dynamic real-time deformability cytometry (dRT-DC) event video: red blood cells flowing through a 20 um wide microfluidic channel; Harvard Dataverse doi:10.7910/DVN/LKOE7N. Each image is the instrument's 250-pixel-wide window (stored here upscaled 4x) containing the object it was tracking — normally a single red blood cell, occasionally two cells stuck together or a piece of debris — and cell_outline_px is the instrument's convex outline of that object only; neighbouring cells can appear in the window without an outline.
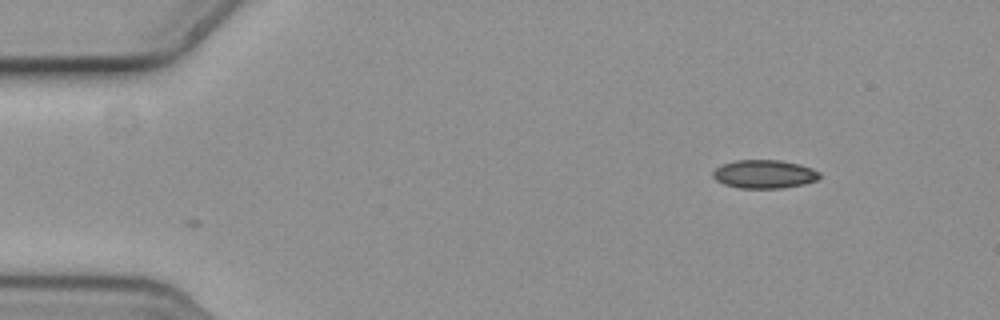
{"species": "common noctule bat (a hibernating species)", "species_latin": "Nyctalus noctula", "temperature_condition": "cold", "stored_images_in_passage": 2, "camera_frame_rate_fps": 3000, "um_per_image_px": 0.085, "animal": {"sex": "female", "body_mass_g": 19.3, "forearm_length_mm": 54.1}, "frame": {"image": 1, "passage_image": 2, "time_ms": 0.333, "image_size_px": [1000, 320], "cell_outline_px": [[820, 176], [816, 180], [804, 184], [784, 188], [740, 188], [724, 184], [716, 180], [712, 176], [712, 172], [720, 164], [736, 160], [780, 160], [800, 164], [812, 168], [820, 172]], "centroid_in_image_um": [64.95, 14.79], "position_along_channel_um": 20.0, "area_um2": 17.8}}